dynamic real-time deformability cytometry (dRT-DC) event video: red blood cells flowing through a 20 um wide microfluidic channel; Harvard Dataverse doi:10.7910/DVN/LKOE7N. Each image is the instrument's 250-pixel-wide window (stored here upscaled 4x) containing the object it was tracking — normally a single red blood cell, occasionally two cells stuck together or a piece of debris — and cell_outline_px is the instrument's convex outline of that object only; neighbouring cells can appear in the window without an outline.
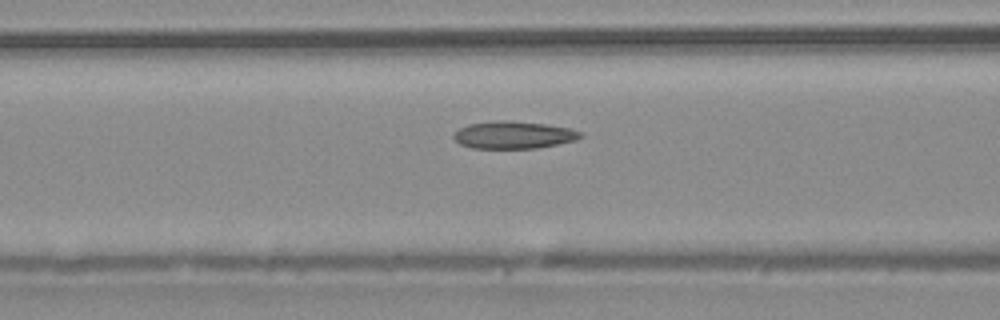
{"species": "common noctule bat (a hibernating species)", "species_latin": "Nyctalus noctula", "temperature_condition": "warm", "stored_images_in_passage": 39, "camera_frame_rate_fps": 3000, "um_per_image_px": 0.085, "animal": {"sex": "male", "body_mass_g": 20.4}, "frame": {"image": 1, "passage_image": 11, "time_ms": 3.333, "image_size_px": [1000, 320], "cell_outline_px": [[584, 136], [576, 140], [536, 148], [472, 148], [460, 144], [452, 136], [460, 128], [468, 124], [512, 120], [544, 124], [568, 128], [580, 132]], "centroid_in_image_um": [43.66, 11.48], "position_along_channel_um": 122.9, "area_um2": 19.88}}
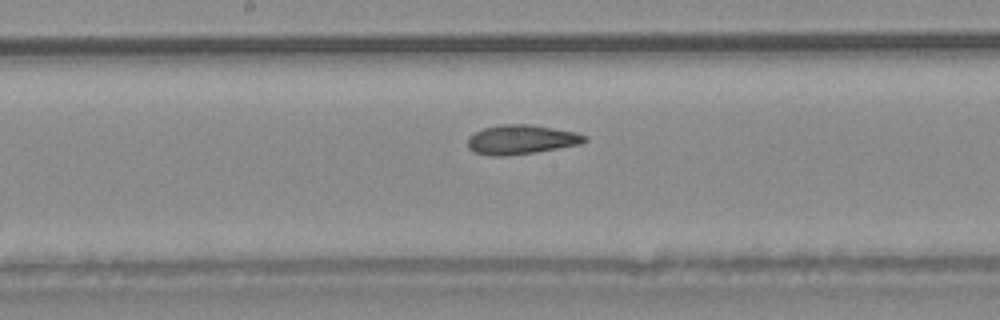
{"frame": {"image": 2, "passage_image": 17, "time_ms": 5.333, "image_size_px": [1000, 320], "cell_outline_px": [[588, 140], [580, 144], [536, 152], [504, 156], [492, 156], [476, 152], [468, 148], [468, 136], [484, 128], [500, 124], [532, 124], [576, 132], [588, 136]], "centroid_in_image_um": [44.33, 11.85], "position_along_channel_um": 203.9, "area_um2": 20.06}}
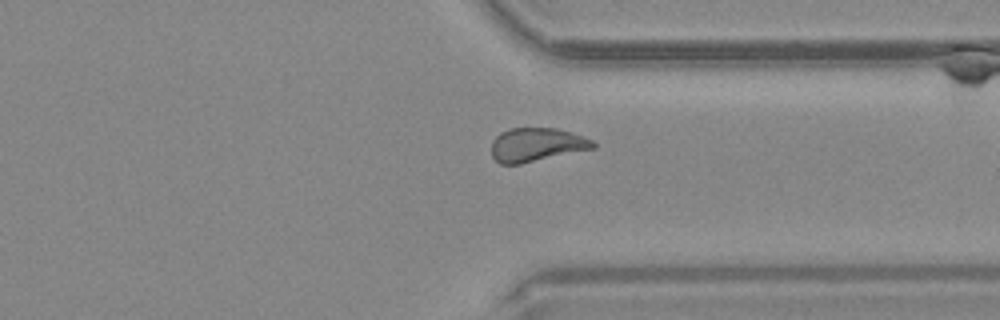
{"frame": {"image": 3, "passage_image": 29, "time_ms": 9.333, "image_size_px": [1000, 320], "cell_outline_px": [[596, 148], [520, 164], [500, 164], [492, 156], [492, 140], [500, 132], [508, 128], [556, 128], [572, 132], [584, 136], [592, 140], [596, 144]], "centroid_in_image_um": [45.62, 12.29], "position_along_channel_um": 365.8, "area_um2": 20.11}, "authors_computed_cell_mechanics": {"area_um2": 20.3456, "velocity_mm_per_s": 4.0399, "shape_relaxation_time_tau1_ms": null, "shape_relaxation_time_tau2_ms": 2.3315, "deformation_change_tau1": null, "deformation_change_tau2": 0.0813}}